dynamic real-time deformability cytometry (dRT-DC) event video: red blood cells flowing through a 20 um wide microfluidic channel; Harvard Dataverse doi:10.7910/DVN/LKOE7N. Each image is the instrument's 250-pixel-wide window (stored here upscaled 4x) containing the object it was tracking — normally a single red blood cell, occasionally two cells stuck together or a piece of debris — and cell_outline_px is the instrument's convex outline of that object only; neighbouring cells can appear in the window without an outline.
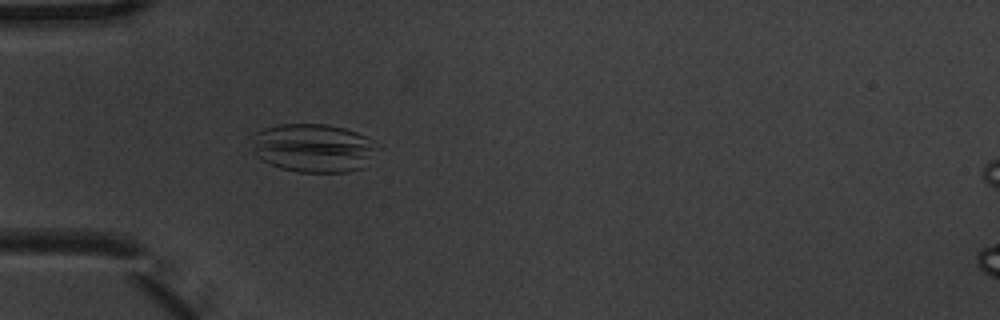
{"species": "common noctule bat (a hibernating species)", "species_latin": "Nyctalus noctula", "temperature_condition": "warm", "stored_images_in_passage": 5, "camera_frame_rate_fps": 3000, "um_per_image_px": 0.085, "animal": {"sex": "male", "body_mass_g": 20.1, "forearm_length_mm": 53.5}, "frame": {"image": 1, "passage_image": 5, "time_ms": 1.333, "image_size_px": [1000, 320], "cell_outline_px": [[376, 148], [364, 168], [348, 172], [296, 172], [280, 168], [260, 160], [252, 152], [252, 132], [276, 124], [328, 124], [344, 128], [356, 132], [372, 140]], "centroid_in_image_um": [26.55, 12.57], "position_along_channel_um": 58.5, "area_um2": 35.84}}